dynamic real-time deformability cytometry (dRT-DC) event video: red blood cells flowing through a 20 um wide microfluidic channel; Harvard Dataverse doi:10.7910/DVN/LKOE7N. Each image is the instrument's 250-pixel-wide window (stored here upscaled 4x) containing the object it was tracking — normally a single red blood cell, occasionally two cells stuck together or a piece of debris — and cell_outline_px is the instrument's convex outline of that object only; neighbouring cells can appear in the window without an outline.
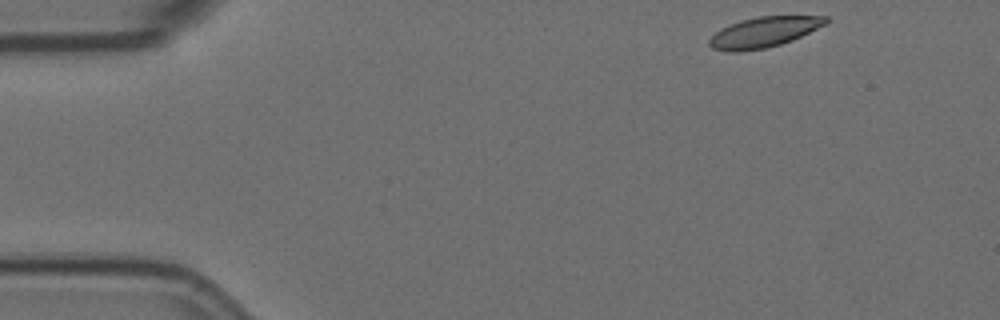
{"species": "Egyptian fruit bat (a non-hibernating species)", "species_latin": "Rousettus aegyptiacus", "temperature_condition": "room temperature", "stored_images_in_passage": 16, "camera_frame_rate_fps": 3000, "um_per_image_px": 0.085, "animal": {"sex": "female"}, "frame": {"image": 1, "passage_image": 1, "time_ms": 0.0, "image_size_px": [1000, 320], "cell_outline_px": [[828, 24], [792, 40], [780, 44], [764, 48], [740, 52], [728, 52], [712, 48], [708, 44], [708, 40], [720, 28], [740, 20], [756, 16], [828, 16]], "centroid_in_image_um": [64.92, 2.73], "position_along_channel_um": 20.1, "area_um2": 20.75}}
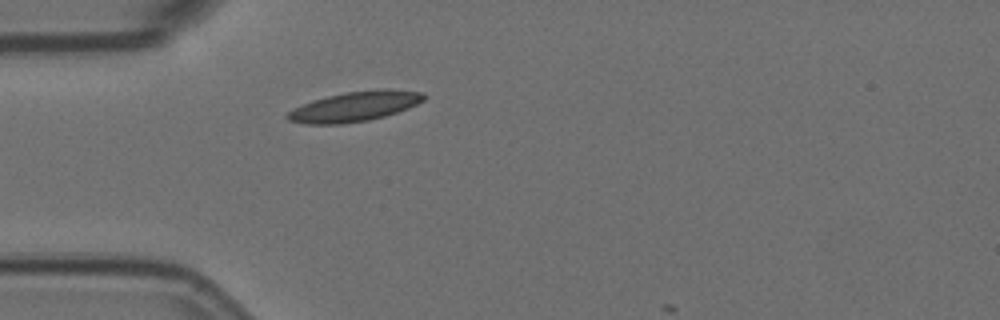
{"frame": {"image": 2, "passage_image": 11, "time_ms": 3.333, "image_size_px": [1000, 320], "cell_outline_px": [[428, 96], [424, 100], [408, 108], [384, 116], [368, 120], [340, 124], [308, 124], [288, 120], [284, 116], [292, 108], [312, 100], [344, 92], [384, 88], [388, 88], [424, 92]], "centroid_in_image_um": [30.16, 9.03], "position_along_channel_um": 54.8, "area_um2": 23.93}}
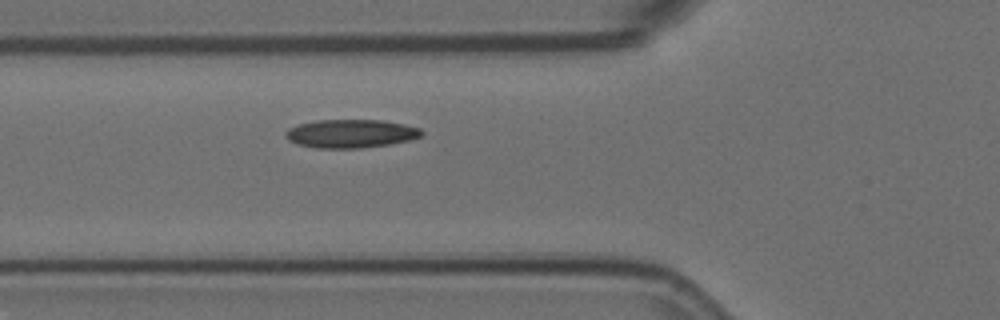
{"frame": {"image": 3, "passage_image": 15, "time_ms": 4.667, "image_size_px": [1000, 320], "cell_outline_px": [[424, 136], [408, 140], [388, 144], [360, 148], [316, 148], [296, 144], [288, 140], [284, 136], [284, 132], [288, 128], [300, 124], [316, 120], [380, 120], [404, 124], [420, 128], [424, 132]], "centroid_in_image_um": [29.8, 11.36], "position_along_channel_um": 96.0, "area_um2": 22.6}}